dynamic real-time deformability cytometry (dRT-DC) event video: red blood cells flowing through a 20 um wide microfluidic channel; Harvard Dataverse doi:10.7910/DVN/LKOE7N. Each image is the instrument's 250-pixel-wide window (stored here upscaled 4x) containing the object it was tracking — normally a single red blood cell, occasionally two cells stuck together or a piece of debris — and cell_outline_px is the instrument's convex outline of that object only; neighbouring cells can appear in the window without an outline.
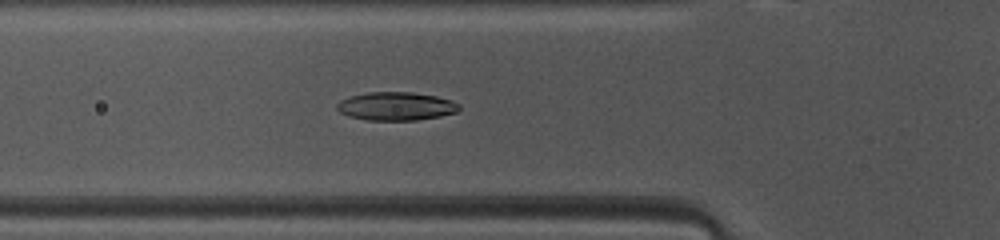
{"species": "common noctule bat (a hibernating species)", "species_latin": "Nyctalus noctula", "temperature_condition": "warm", "stored_images_in_passage": 47, "camera_frame_rate_fps": 3000, "um_per_image_px": 0.085, "animal": {"sex": "female", "body_mass_g": 10.0, "forearm_length_mm": 53.1}, "frame": {"image": 1, "passage_image": 15, "time_ms": 4.667, "image_size_px": [1000, 240], "cell_outline_px": [[460, 108], [456, 112], [440, 116], [416, 120], [368, 120], [348, 116], [340, 112], [336, 108], [336, 104], [340, 100], [348, 96], [368, 92], [412, 92], [436, 96], [452, 100], [460, 104]], "centroid_in_image_um": [33.65, 9.02], "position_along_channel_um": 92.2, "area_um2": 20.29}}
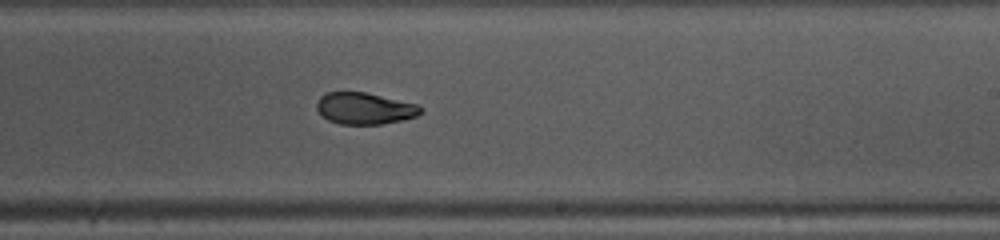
{"frame": {"image": 2, "passage_image": 27, "time_ms": 8.667, "image_size_px": [1000, 240], "cell_outline_px": [[424, 112], [416, 116], [400, 120], [380, 124], [340, 124], [328, 120], [316, 108], [316, 100], [324, 92], [364, 92], [416, 104], [424, 108]], "centroid_in_image_um": [30.97, 9.21], "position_along_channel_um": 258.0, "area_um2": 19.07}}
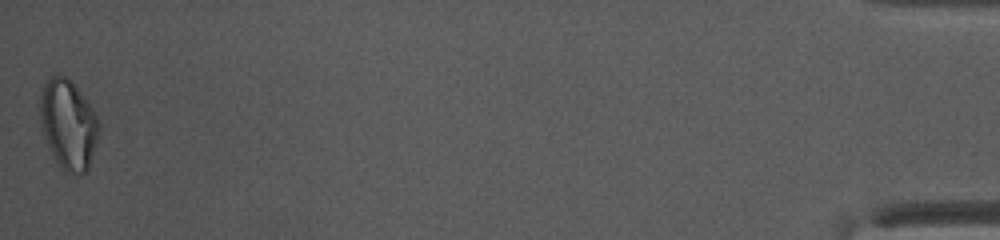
{"frame": {"image": 3, "passage_image": 47, "time_ms": 15.333, "image_size_px": [1000, 240], "cell_outline_px": [[100, 124], [96, 140], [88, 168], [84, 172], [76, 176], [68, 172], [56, 160], [44, 136], [40, 124], [40, 96], [44, 84], [52, 76], [64, 76], [80, 92], [96, 112]], "centroid_in_image_um": [5.8, 10.57], "position_along_channel_um": 429.4, "area_um2": 30.0}, "authors_computed_cell_mechanics": {"area_um2": 20.3456, "velocity_mm_per_s": 4.1266, "shape_relaxation_time_tau1_ms": 7.4831, "shape_relaxation_time_tau2_ms": 2.2149, "deformation_change_tau1": 0.1832, "deformation_change_tau2": 0.0701}}